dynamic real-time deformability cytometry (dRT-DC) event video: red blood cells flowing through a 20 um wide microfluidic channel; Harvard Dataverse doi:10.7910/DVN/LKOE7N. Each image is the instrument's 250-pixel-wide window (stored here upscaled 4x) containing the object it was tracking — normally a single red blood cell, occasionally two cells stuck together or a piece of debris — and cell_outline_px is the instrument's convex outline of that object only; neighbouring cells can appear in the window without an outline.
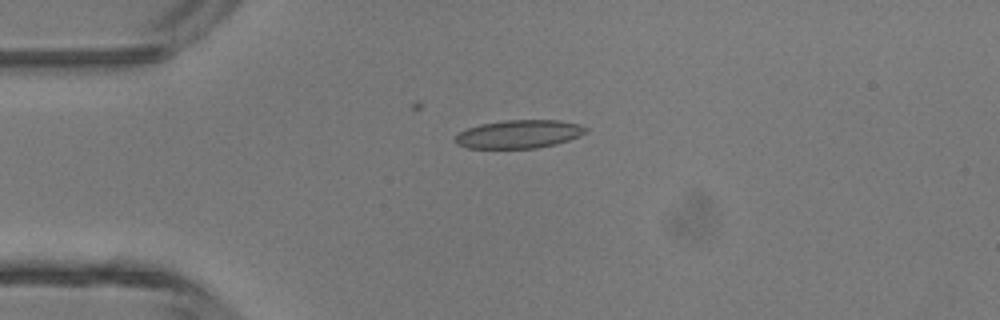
{"species": "common noctule bat (a hibernating species)", "species_latin": "Nyctalus noctula", "temperature_condition": "room temperature", "stored_images_in_passage": 5, "camera_frame_rate_fps": 3000, "um_per_image_px": 0.085, "animal": {"sex": "male", "body_mass_g": 13.3}, "frame": {"image": 1, "passage_image": 3, "time_ms": 0.667, "image_size_px": [1000, 320], "cell_outline_px": [[588, 132], [580, 136], [556, 144], [536, 148], [468, 148], [456, 144], [452, 140], [460, 132], [468, 128], [480, 124], [504, 120], [560, 120], [580, 124], [588, 128]], "centroid_in_image_um": [44.13, 11.39], "position_along_channel_um": 40.9, "area_um2": 21.68}}
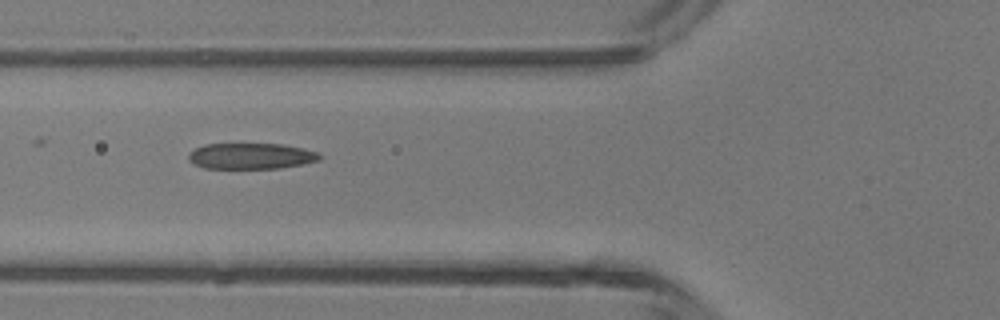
{"frame": {"image": 2, "passage_image": 5, "time_ms": 1.333, "image_size_px": [1000, 320], "cell_outline_px": [[320, 160], [304, 164], [280, 168], [204, 168], [192, 164], [188, 160], [188, 152], [204, 144], [284, 144], [304, 148], [320, 152]], "centroid_in_image_um": [21.34, 13.26], "position_along_channel_um": 104.5, "area_um2": 20.06}}